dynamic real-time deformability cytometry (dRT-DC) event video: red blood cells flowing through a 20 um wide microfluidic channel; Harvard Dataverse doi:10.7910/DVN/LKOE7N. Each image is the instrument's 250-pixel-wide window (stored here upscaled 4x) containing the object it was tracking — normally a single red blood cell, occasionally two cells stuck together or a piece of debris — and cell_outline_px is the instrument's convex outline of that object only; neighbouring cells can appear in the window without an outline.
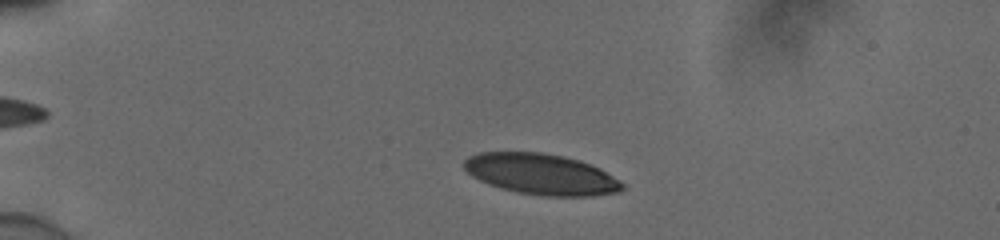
{"species": "human", "species_latin": "Homo sapiens", "temperature_condition": "cold", "stored_images_in_passage": 7, "camera_frame_rate_fps": 3000, "um_per_image_px": 0.085, "donor": {"sex": "male"}, "frame": {"image": 1, "passage_image": 3, "time_ms": 0.667, "image_size_px": [1000, 240], "cell_outline_px": [[624, 188], [620, 192], [596, 196], [540, 196], [516, 192], [500, 188], [488, 184], [472, 176], [464, 168], [464, 160], [468, 156], [480, 152], [540, 152], [564, 156], [580, 160], [600, 168], [620, 180], [624, 184]], "centroid_in_image_um": [46.03, 14.81], "position_along_channel_um": 39.0, "area_um2": 38.03}}
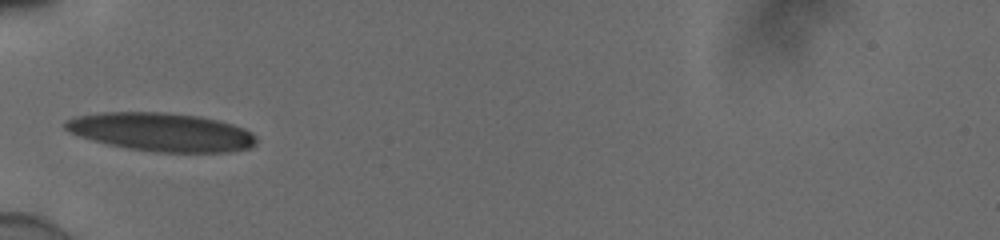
{"frame": {"image": 2, "passage_image": 6, "time_ms": 1.667, "image_size_px": [1000, 240], "cell_outline_px": [[256, 144], [252, 148], [232, 152], [156, 152], [128, 148], [108, 144], [92, 140], [68, 132], [64, 128], [64, 120], [80, 116], [104, 112], [164, 112], [200, 116], [232, 124], [244, 128], [252, 132], [256, 136]], "centroid_in_image_um": [13.75, 11.23], "position_along_channel_um": 71.2, "area_um2": 42.89}}